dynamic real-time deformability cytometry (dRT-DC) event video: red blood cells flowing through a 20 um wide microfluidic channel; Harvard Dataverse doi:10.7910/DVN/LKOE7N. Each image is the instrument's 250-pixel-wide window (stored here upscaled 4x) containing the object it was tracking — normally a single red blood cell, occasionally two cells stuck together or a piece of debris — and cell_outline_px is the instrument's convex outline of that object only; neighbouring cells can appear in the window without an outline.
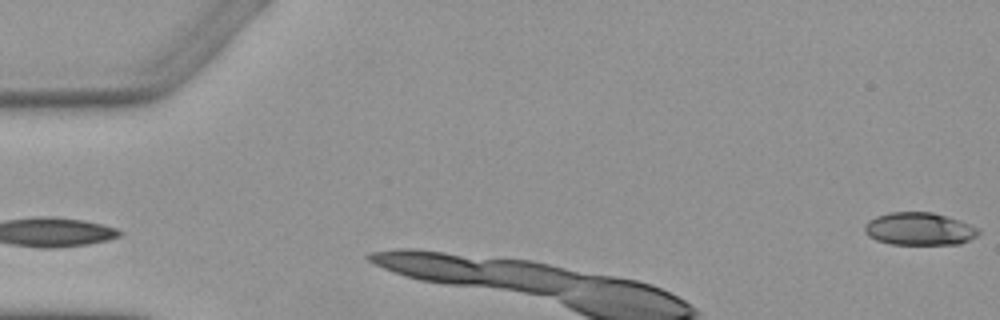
{"species": "Egyptian fruit bat (a non-hibernating species)", "species_latin": "Rousettus aegyptiacus", "temperature_condition": "warm", "stored_images_in_passage": 2, "segment_of_instrument_passage": [2, 2], "camera_frame_rate_fps": 3000, "um_per_image_px": 0.085, "animal": {"sex": "female"}, "frame": {"image": 1, "passage_image": 2, "time_ms": 1.333, "image_size_px": [1000, 320], "cell_outline_px": [[980, 232], [976, 236], [960, 244], [892, 244], [876, 240], [868, 236], [864, 232], [864, 224], [868, 220], [876, 216], [888, 212], [932, 212], [948, 216], [960, 220], [980, 228]], "centroid_in_image_um": [78.13, 19.45], "position_along_channel_um": 6.9, "area_um2": 21.91}}